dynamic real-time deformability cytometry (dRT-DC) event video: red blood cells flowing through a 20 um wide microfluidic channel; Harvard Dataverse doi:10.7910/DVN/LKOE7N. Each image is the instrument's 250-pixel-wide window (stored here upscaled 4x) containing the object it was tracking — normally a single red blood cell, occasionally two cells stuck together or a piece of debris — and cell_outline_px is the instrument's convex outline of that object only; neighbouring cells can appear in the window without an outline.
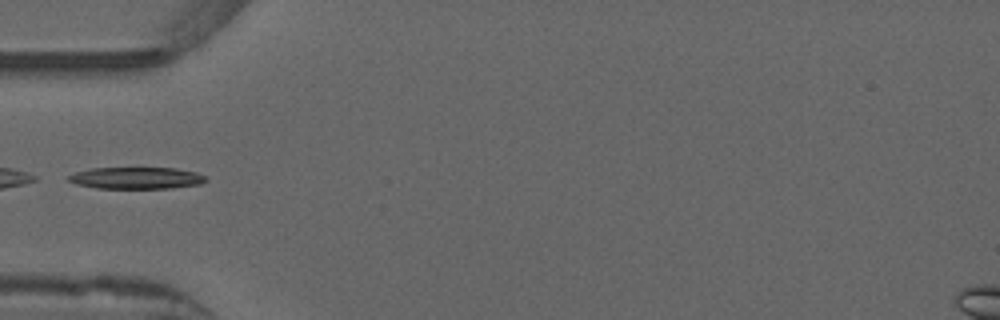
{"species": "common noctule bat (a hibernating species)", "species_latin": "Nyctalus noctula", "temperature_condition": "warm", "stored_images_in_passage": 29, "camera_frame_rate_fps": 3000, "um_per_image_px": 0.085, "animal": {"sex": "male", "forearm_length_mm": 52.5}, "frame": {"image": 1, "passage_image": 1, "time_ms": 0.0, "image_size_px": [1000, 320], "cell_outline_px": [[208, 180], [200, 184], [172, 188], [96, 188], [76, 184], [68, 180], [64, 176], [76, 172], [92, 168], [176, 168], [196, 172], [204, 176]], "centroid_in_image_um": [11.57, 15.13], "position_along_channel_um": 73.4, "area_um2": 17.46}}